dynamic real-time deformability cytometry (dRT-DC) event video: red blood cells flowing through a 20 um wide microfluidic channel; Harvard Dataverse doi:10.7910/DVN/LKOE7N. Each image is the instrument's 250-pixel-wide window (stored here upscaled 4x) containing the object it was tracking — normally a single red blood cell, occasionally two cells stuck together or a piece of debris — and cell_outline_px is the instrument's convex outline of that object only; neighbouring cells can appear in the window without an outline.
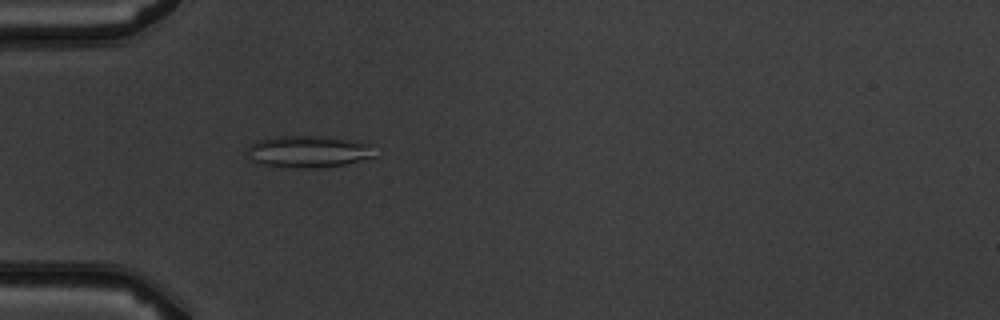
{"species": "common noctule bat (a hibernating species)", "species_latin": "Nyctalus noctula", "temperature_condition": "warm", "stored_images_in_passage": 5, "camera_frame_rate_fps": 3000, "um_per_image_px": 0.085, "animal": {"sex": "male", "body_mass_g": 19.5, "forearm_length_mm": 54.6}, "frame": {"image": 1, "passage_image": 5, "time_ms": 4.667, "image_size_px": [1000, 320], "cell_outline_px": [[376, 156], [344, 164], [320, 168], [260, 164], [252, 160], [248, 152], [248, 148], [252, 144], [260, 140], [276, 136], [324, 136], [348, 140], [368, 144]], "centroid_in_image_um": [26.21, 12.87], "position_along_channel_um": 58.8, "area_um2": 22.95}}